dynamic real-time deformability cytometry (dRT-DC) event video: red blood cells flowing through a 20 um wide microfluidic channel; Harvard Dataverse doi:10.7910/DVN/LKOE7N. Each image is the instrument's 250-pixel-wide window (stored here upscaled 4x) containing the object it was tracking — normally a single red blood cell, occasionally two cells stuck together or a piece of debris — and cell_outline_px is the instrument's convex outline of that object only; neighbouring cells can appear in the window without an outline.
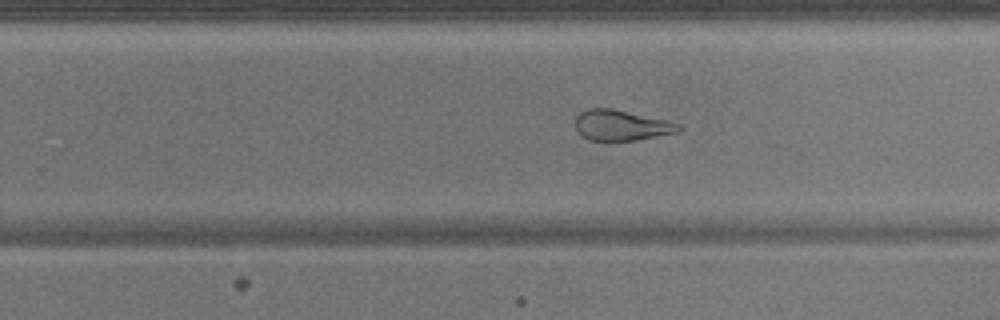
{"species": "common noctule bat (a hibernating species)", "species_latin": "Nyctalus noctula", "temperature_condition": "warm", "stored_images_in_passage": 33, "camera_frame_rate_fps": 3000, "um_per_image_px": 0.085, "animal": {"sex": "male", "body_mass_g": 17.9}, "frame": {"image": 1, "passage_image": 19, "time_ms": 6.0, "image_size_px": [1000, 320], "cell_outline_px": [[684, 128], [676, 132], [632, 140], [588, 140], [580, 136], [576, 132], [576, 116], [580, 112], [588, 108], [612, 108], [664, 120], [680, 124]], "centroid_in_image_um": [52.74, 10.64], "position_along_channel_um": 277.1, "area_um2": 18.15}}
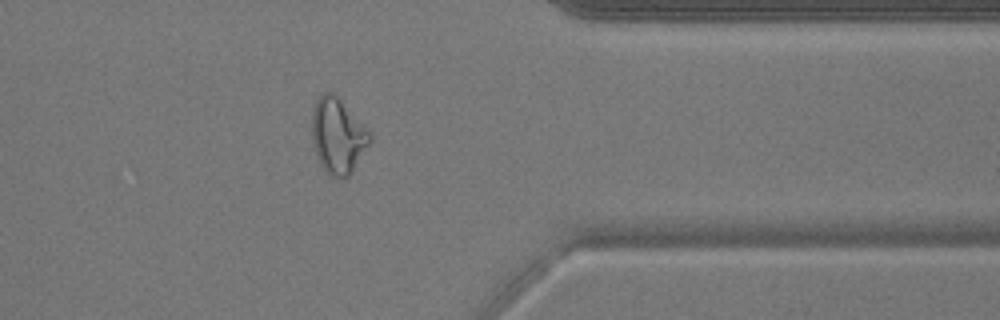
{"frame": {"image": 2, "passage_image": 28, "time_ms": 9.0, "image_size_px": [1000, 320], "cell_outline_px": [[372, 140], [352, 172], [348, 176], [336, 180], [320, 164], [312, 144], [312, 108], [316, 100], [324, 92], [332, 92], [368, 128], [372, 136]], "centroid_in_image_um": [28.72, 11.56], "position_along_channel_um": 382.7, "area_um2": 25.49}}